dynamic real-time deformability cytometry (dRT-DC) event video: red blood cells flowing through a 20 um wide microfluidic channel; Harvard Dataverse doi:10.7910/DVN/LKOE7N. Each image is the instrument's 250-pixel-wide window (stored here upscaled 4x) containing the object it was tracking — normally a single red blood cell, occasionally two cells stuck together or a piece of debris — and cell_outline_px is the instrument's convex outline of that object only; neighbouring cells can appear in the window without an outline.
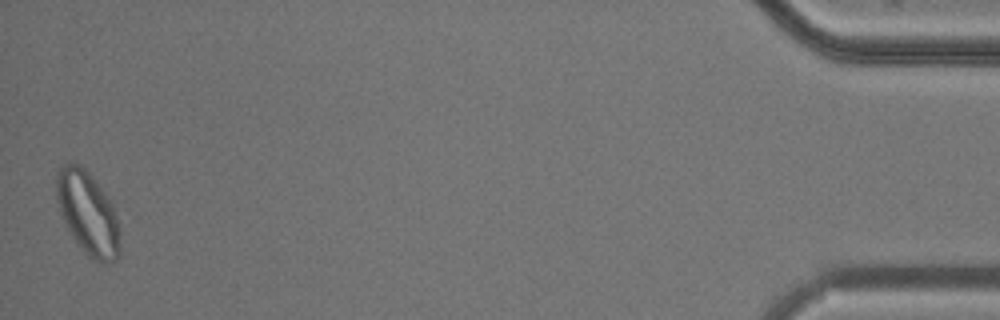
{"species": "common noctule bat (a hibernating species)", "species_latin": "Nyctalus noctula", "temperature_condition": "cold", "stored_images_in_passage": 11, "segment_of_instrument_passage": [2, 2], "camera_frame_rate_fps": 3000, "um_per_image_px": 0.085, "animal": {"sex": "male", "body_mass_g": 20.5, "forearm_length_mm": 52.5}, "frame": {"image": 1, "passage_image": 11, "time_ms": 12.333, "image_size_px": [1000, 320], "cell_outline_px": [[120, 256], [116, 260], [108, 264], [104, 264], [92, 260], [80, 248], [72, 236], [60, 212], [56, 200], [56, 172], [64, 164], [80, 164], [92, 176], [112, 200], [120, 224]], "centroid_in_image_um": [7.51, 18.15], "position_along_channel_um": 427.7, "area_um2": 31.5}}